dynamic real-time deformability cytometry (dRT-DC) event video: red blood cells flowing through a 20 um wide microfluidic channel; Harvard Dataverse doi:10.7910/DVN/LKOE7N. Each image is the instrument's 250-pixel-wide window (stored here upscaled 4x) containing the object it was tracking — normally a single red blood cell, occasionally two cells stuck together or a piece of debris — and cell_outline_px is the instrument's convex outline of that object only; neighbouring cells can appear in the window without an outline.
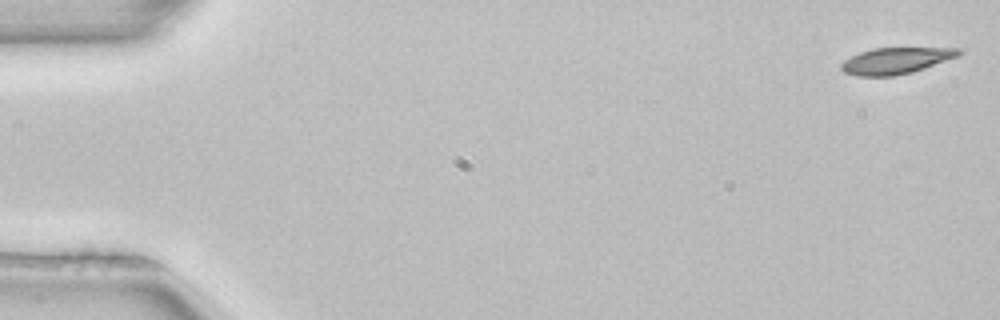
{"species": "common noctule bat (a hibernating species)", "species_latin": "Nyctalus noctula", "temperature_condition": "room temperature", "stored_images_in_passage": 51, "camera_frame_rate_fps": 3000, "um_per_image_px": 0.085, "animal": {"sex": "female", "body_mass_g": 22.7, "forearm_length_mm": 54.2}, "frame": {"image": 1, "passage_image": 1, "time_ms": 0.0, "image_size_px": [1000, 320], "cell_outline_px": [[964, 48], [956, 56], [924, 68], [912, 72], [892, 76], [856, 76], [844, 72], [840, 68], [840, 64], [844, 60], [860, 52], [872, 48]], "centroid_in_image_um": [76.08, 5.16], "position_along_channel_um": 8.9, "area_um2": 17.8}}
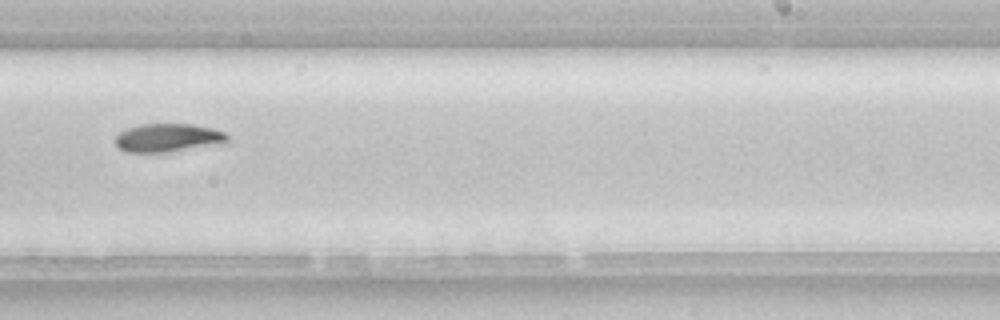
{"frame": {"image": 2, "passage_image": 32, "time_ms": 10.333, "image_size_px": [1000, 320], "cell_outline_px": [[228, 140], [224, 144], [168, 152], [128, 152], [120, 148], [116, 144], [116, 136], [120, 132], [128, 128], [140, 124], [192, 124], [212, 128], [224, 132], [228, 136]], "centroid_in_image_um": [14.32, 11.71], "position_along_channel_um": 274.7, "area_um2": 18.55}}
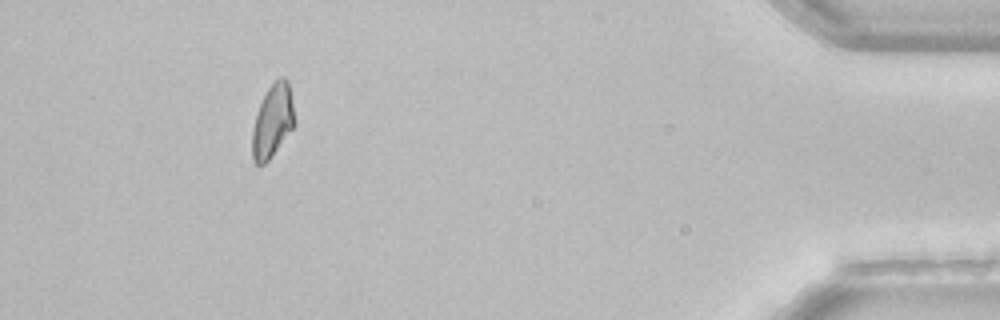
{"frame": {"image": 3, "passage_image": 47, "time_ms": 15.333, "image_size_px": [1000, 320], "cell_outline_px": [[296, 124], [272, 156], [264, 164], [256, 164], [252, 160], [252, 128], [256, 112], [268, 88], [280, 76], [284, 76], [288, 80], [296, 120]], "centroid_in_image_um": [23.18, 10.28], "position_along_channel_um": 412.0, "area_um2": 18.21}, "authors_computed_cell_mechanics": {"area_um2": 18.7272, "velocity_mm_per_s": 3.9916, "shape_relaxation_time_tau1_ms": 2.2232, "shape_relaxation_time_tau2_ms": null, "deformation_change_tau1": 0.1021, "deformation_change_tau2": null}}